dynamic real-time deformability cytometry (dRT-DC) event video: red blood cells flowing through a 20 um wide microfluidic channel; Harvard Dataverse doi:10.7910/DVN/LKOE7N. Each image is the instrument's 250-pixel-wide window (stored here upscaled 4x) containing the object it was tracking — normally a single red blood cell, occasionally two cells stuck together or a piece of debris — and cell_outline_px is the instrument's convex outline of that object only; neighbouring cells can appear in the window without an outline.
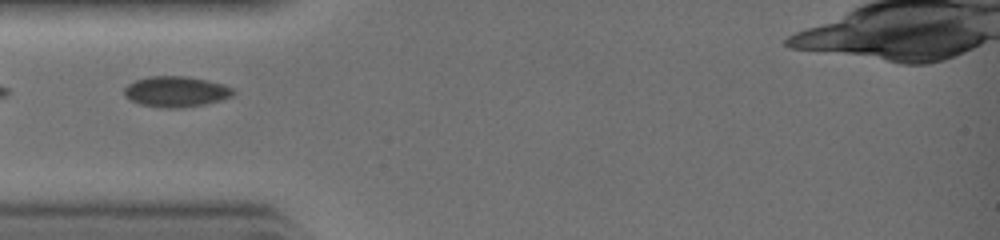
{"species": "common noctule bat (a hibernating species)", "species_latin": "Nyctalus noctula", "temperature_condition": "warm", "stored_images_in_passage": 19, "camera_frame_rate_fps": 3000, "um_per_image_px": 0.085, "animal": {"sex": "female", "body_mass_g": 19.0, "forearm_length_mm": 51.5}, "frame": {"image": 1, "passage_image": 1, "time_ms": 0.0, "image_size_px": [1000, 240], "cell_outline_px": [[236, 92], [232, 96], [220, 100], [204, 104], [180, 108], [160, 108], [140, 104], [128, 100], [124, 96], [124, 88], [128, 84], [136, 80], [148, 76], [188, 76], [208, 80], [224, 84], [232, 88]], "centroid_in_image_um": [14.94, 7.79], "position_along_channel_um": 70.1, "area_um2": 19.71}}